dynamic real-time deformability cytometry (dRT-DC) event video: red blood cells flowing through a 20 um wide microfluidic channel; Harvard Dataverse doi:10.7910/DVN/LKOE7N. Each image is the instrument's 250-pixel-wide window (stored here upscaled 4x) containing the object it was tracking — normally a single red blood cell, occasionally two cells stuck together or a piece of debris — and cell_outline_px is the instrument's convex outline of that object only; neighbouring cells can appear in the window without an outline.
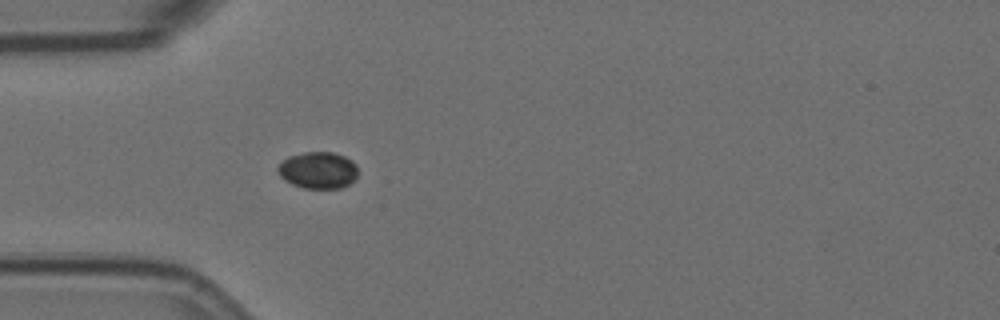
{"species": "Egyptian fruit bat (a non-hibernating species)", "species_latin": "Rousettus aegyptiacus", "temperature_condition": "room temperature", "stored_images_in_passage": 9, "camera_frame_rate_fps": 3000, "um_per_image_px": 0.085, "animal": {"sex": "female"}, "frame": {"image": 1, "passage_image": 1, "time_ms": 0.0, "image_size_px": [1000, 320], "cell_outline_px": [[356, 176], [348, 184], [340, 188], [304, 188], [292, 184], [284, 180], [280, 176], [276, 168], [288, 156], [304, 152], [332, 152], [344, 156], [352, 160], [356, 164]], "centroid_in_image_um": [27.01, 14.46], "position_along_channel_um": 58.0, "area_um2": 17.05}}